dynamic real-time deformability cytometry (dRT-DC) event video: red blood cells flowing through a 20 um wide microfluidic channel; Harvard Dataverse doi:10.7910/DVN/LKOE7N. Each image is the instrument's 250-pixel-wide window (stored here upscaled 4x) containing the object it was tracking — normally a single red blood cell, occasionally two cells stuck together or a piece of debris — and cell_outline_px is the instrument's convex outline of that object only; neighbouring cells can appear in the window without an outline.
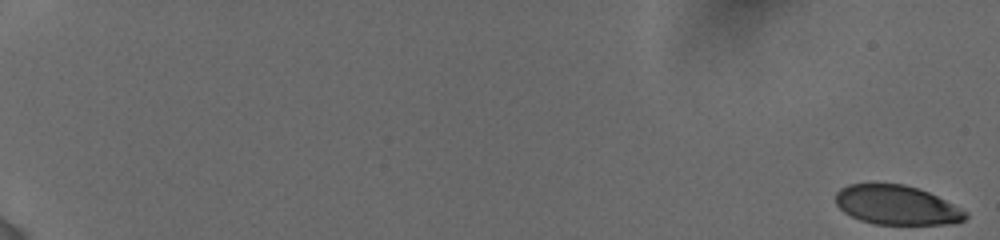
{"species": "human", "species_latin": "Homo sapiens", "temperature_condition": "cold", "stored_images_in_passage": 78, "camera_frame_rate_fps": 3000, "um_per_image_px": 0.085, "donor": {"sex": "female"}, "frame": {"image": 1, "passage_image": 1, "time_ms": 0.0, "image_size_px": [1000, 240], "cell_outline_px": [[968, 216], [964, 220], [944, 224], [876, 224], [860, 220], [844, 212], [836, 204], [836, 192], [840, 188], [848, 184], [904, 184], [928, 192], [968, 212]], "centroid_in_image_um": [76.19, 17.43], "position_along_channel_um": 8.8, "area_um2": 29.42}}
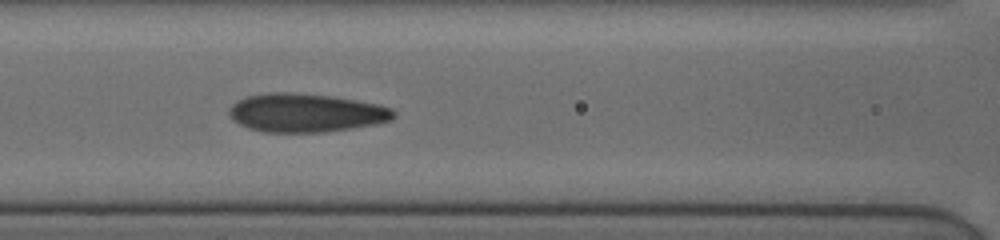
{"frame": {"image": 2, "passage_image": 43, "time_ms": 9.333, "image_size_px": [1000, 240], "cell_outline_px": [[396, 116], [392, 120], [376, 124], [352, 128], [324, 132], [264, 132], [248, 128], [232, 120], [228, 112], [228, 108], [236, 100], [248, 96], [272, 92], [288, 92], [332, 96], [356, 100], [376, 104], [392, 108], [396, 112]], "centroid_in_image_um": [25.99, 9.59], "position_along_channel_um": 140.6, "area_um2": 37.11}}
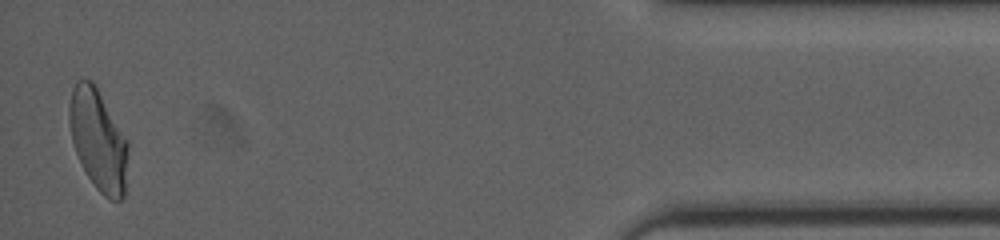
{"frame": {"image": 3, "passage_image": 78, "time_ms": 18.333, "image_size_px": [1000, 240], "cell_outline_px": [[128, 152], [124, 196], [120, 200], [108, 200], [96, 188], [88, 176], [76, 152], [72, 140], [68, 120], [68, 108], [72, 88], [76, 80], [92, 80], [128, 140]], "centroid_in_image_um": [8.35, 11.89], "position_along_channel_um": 426.9, "area_um2": 34.51}, "authors_computed_cell_mechanics": {"area_um2": 34.3332, "velocity_mm_per_s": 3.8585, "shape_relaxation_time_tau1_ms": 6.1215, "shape_relaxation_time_tau2_ms": 1.2135, "deformation_change_tau1": 0.1831, "deformation_change_tau2": 0.0803}}